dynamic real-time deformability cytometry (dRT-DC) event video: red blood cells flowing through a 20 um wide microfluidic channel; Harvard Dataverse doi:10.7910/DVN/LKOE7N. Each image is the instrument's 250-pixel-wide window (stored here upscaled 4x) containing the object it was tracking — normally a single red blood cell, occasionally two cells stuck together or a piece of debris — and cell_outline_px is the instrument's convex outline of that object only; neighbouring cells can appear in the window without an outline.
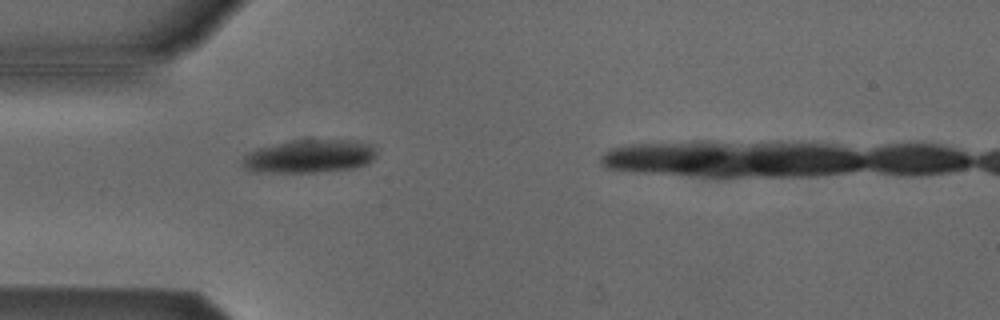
{"species": "Egyptian fruit bat (a non-hibernating species)", "species_latin": "Rousettus aegyptiacus", "temperature_condition": "cold", "stored_images_in_passage": 32, "camera_frame_rate_fps": 3000, "um_per_image_px": 0.085, "animal": {"sex": "male"}, "frame": {"image": 1, "passage_image": 1, "time_ms": 0.0, "image_size_px": [1000, 320], "cell_outline_px": [[376, 156], [368, 164], [352, 168], [316, 172], [256, 172], [244, 168], [244, 156], [248, 152], [256, 148], [292, 140], [356, 140], [372, 144], [376, 152]], "centroid_in_image_um": [26.32, 13.27], "position_along_channel_um": 58.7, "area_um2": 25.95}}
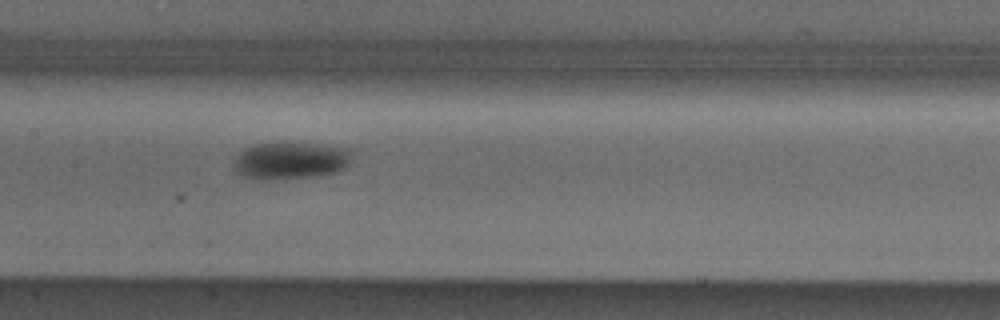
{"frame": {"image": 2, "passage_image": 11, "time_ms": 3.333, "image_size_px": [1000, 320], "cell_outline_px": [[352, 152], [348, 164], [344, 168], [320, 176], [276, 180], [252, 180], [240, 176], [232, 168], [236, 156], [244, 148], [252, 144], [280, 140], [284, 140], [348, 148]], "centroid_in_image_um": [24.6, 13.63], "position_along_channel_um": 182.8, "area_um2": 26.76}}
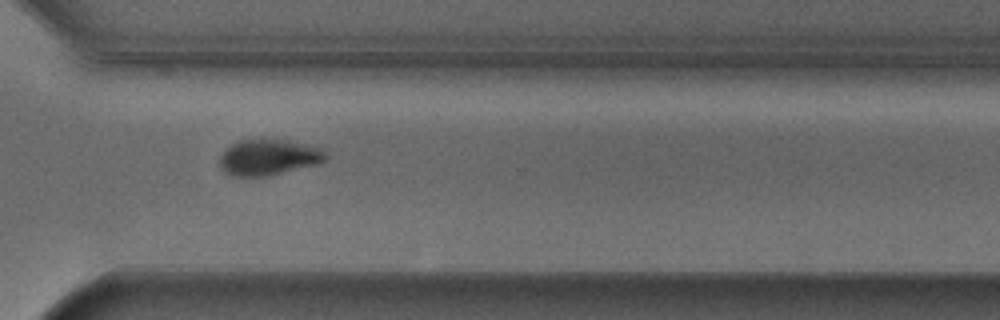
{"frame": {"image": 3, "passage_image": 24, "time_ms": 7.667, "image_size_px": [1000, 320], "cell_outline_px": [[328, 156], [320, 164], [268, 176], [232, 176], [224, 172], [220, 168], [220, 156], [232, 144], [240, 140], [288, 140], [324, 148]], "centroid_in_image_um": [22.88, 13.38], "position_along_channel_um": 347.7, "area_um2": 22.25}, "authors_computed_cell_mechanics": {"area_um2": 24.9407, "velocity_mm_per_s": 3.8213, "shape_relaxation_time_tau1_ms": 2.5002, "shape_relaxation_time_tau2_ms": null, "deformation_change_tau1": 0.1309, "deformation_change_tau2": null}}